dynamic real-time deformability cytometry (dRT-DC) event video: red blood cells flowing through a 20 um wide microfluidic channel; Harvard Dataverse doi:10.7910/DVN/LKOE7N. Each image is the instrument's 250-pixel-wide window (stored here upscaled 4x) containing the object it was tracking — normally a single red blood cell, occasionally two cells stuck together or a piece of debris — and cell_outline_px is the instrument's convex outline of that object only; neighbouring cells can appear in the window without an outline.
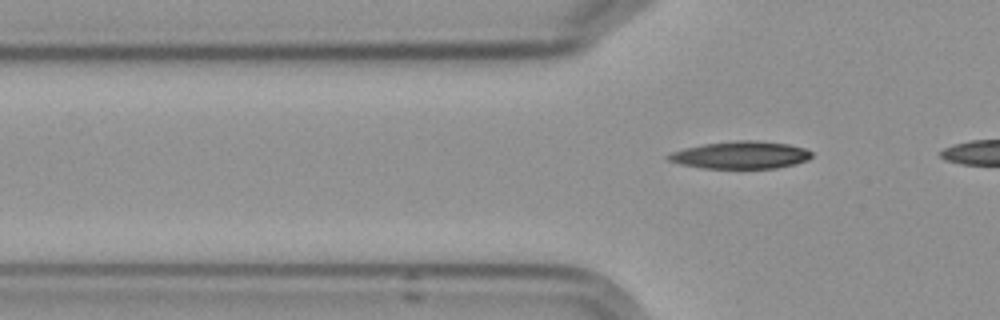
{"species": "Egyptian fruit bat (a non-hibernating species)", "species_latin": "Rousettus aegyptiacus", "temperature_condition": "cold", "stored_images_in_passage": 7, "segment_of_instrument_passage": [2, 2], "camera_frame_rate_fps": 3000, "um_per_image_px": 0.085, "frame": {"image": 1, "passage_image": 7, "time_ms": 7.333, "image_size_px": [1000, 320], "cell_outline_px": [[812, 156], [808, 160], [796, 164], [776, 168], [704, 168], [680, 164], [668, 160], [664, 156], [672, 152], [684, 148], [704, 144], [736, 140], [752, 140], [788, 144], [804, 148], [812, 152]], "centroid_in_image_um": [62.95, 13.18], "position_along_channel_um": 62.8, "area_um2": 22.89}}